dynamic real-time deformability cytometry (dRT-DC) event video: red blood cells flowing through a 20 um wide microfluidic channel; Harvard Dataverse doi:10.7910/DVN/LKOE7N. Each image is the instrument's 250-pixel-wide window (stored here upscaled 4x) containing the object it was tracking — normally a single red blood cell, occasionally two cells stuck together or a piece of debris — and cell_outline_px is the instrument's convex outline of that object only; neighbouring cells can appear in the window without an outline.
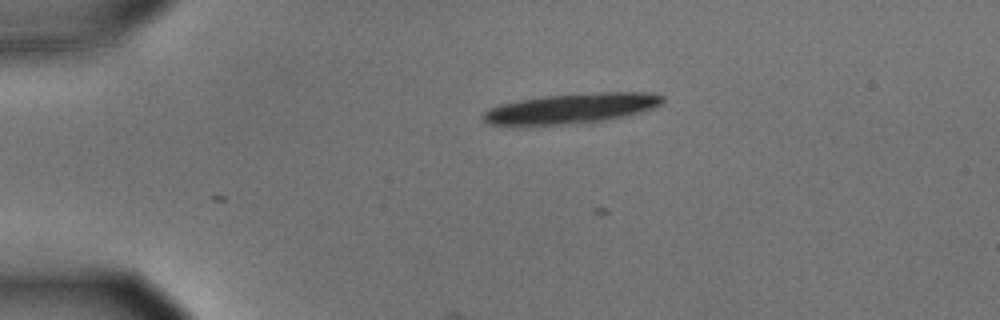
{"species": "common noctule bat (a hibernating species)", "species_latin": "Nyctalus noctula", "temperature_condition": "cold", "stored_images_in_passage": 3, "camera_frame_rate_fps": 3000, "um_per_image_px": 0.085, "animal": {"sex": "male", "body_mass_g": 15.6}, "frame": {"image": 1, "passage_image": 1, "time_ms": 0.0, "image_size_px": [1000, 320], "cell_outline_px": [[664, 100], [660, 104], [652, 108], [640, 112], [608, 120], [520, 128], [488, 124], [480, 116], [488, 108], [500, 104], [520, 100], [544, 96], [600, 92], [652, 92], [664, 96]], "centroid_in_image_um": [48.46, 9.25], "position_along_channel_um": 36.5, "area_um2": 32.19}}